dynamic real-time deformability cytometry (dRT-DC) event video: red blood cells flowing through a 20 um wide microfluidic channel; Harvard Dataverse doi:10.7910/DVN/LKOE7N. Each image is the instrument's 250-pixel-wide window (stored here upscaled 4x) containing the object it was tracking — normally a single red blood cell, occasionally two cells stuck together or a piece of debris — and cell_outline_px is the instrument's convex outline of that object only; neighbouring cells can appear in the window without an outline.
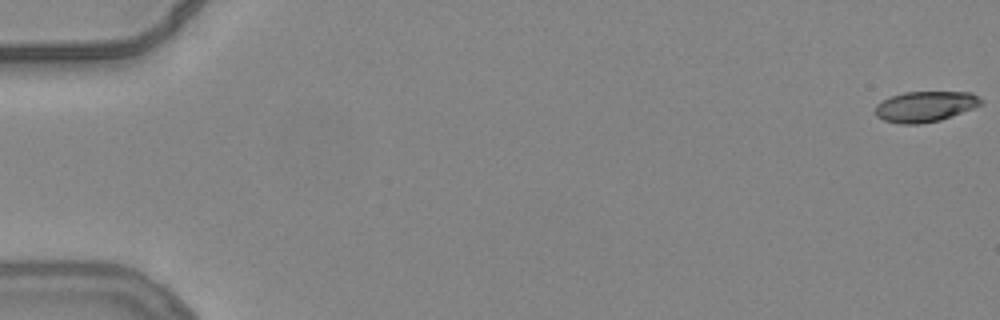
{"species": "common noctule bat (a hibernating species)", "species_latin": "Nyctalus noctula", "temperature_condition": "warm", "stored_images_in_passage": 55, "camera_frame_rate_fps": 3000, "um_per_image_px": 0.085, "animal": {"sex": "female", "body_mass_g": 24.6, "forearm_length_mm": 56.2}, "frame": {"image": 1, "passage_image": 1, "time_ms": 0.0, "image_size_px": [1000, 320], "cell_outline_px": [[984, 104], [940, 120], [920, 124], [900, 124], [884, 120], [876, 116], [876, 104], [892, 96], [904, 92], [972, 92], [984, 100]], "centroid_in_image_um": [78.68, 9.05], "position_along_channel_um": 6.3, "area_um2": 18.84}}
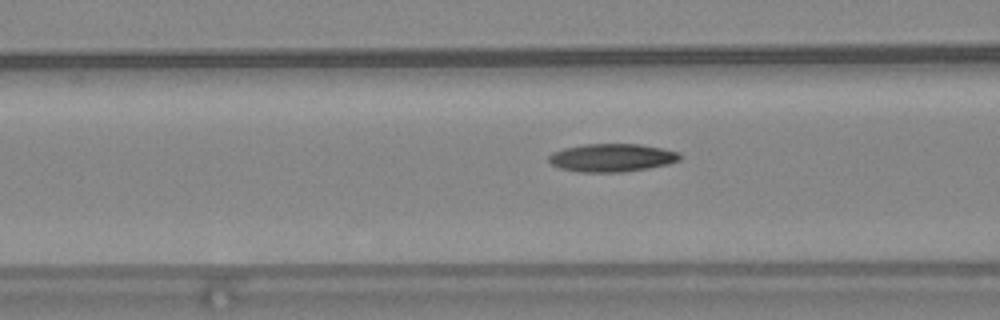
{"frame": {"image": 2, "passage_image": 23, "time_ms": 7.333, "image_size_px": [1000, 320], "cell_outline_px": [[680, 160], [668, 164], [648, 168], [624, 172], [576, 172], [560, 168], [552, 164], [548, 160], [548, 156], [552, 152], [564, 148], [584, 144], [640, 144], [680, 152]], "centroid_in_image_um": [51.99, 13.41], "position_along_channel_um": 114.6, "area_um2": 21.5}}
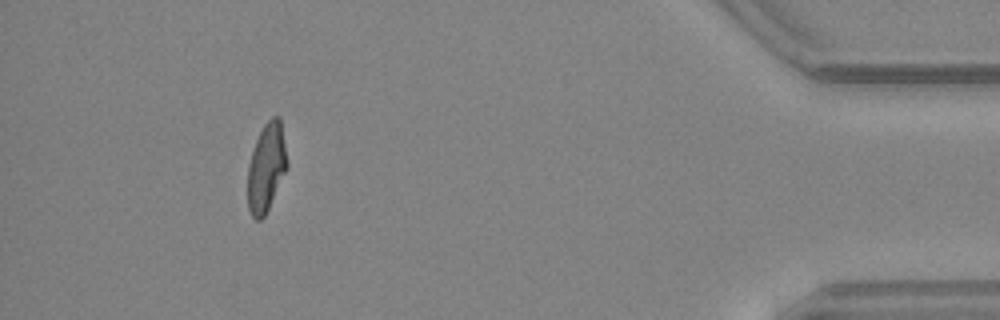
{"frame": {"image": 3, "passage_image": 51, "time_ms": 16.667, "image_size_px": [1000, 320], "cell_outline_px": [[288, 168], [264, 216], [260, 220], [256, 220], [252, 216], [248, 208], [248, 164], [256, 140], [264, 124], [272, 116], [280, 116], [288, 164]], "centroid_in_image_um": [22.65, 14.22], "position_along_channel_um": 412.6, "area_um2": 20.23}, "authors_computed_cell_mechanics": {"area_um2": 20.5768, "velocity_mm_per_s": 3.8363, "shape_relaxation_time_tau1_ms": null, "shape_relaxation_time_tau2_ms": 2.9147, "deformation_change_tau1": null, "deformation_change_tau2": 0.1039}}